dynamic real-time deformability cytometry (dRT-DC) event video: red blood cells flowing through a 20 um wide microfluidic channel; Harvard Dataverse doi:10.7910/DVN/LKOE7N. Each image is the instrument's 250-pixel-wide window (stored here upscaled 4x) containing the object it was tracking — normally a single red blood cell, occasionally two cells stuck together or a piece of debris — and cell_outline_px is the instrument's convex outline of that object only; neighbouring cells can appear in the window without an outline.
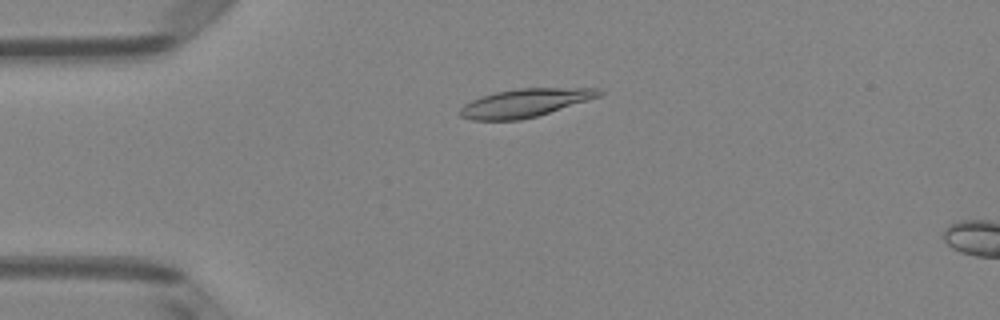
{"species": "Egyptian fruit bat (a non-hibernating species)", "species_latin": "Rousettus aegyptiacus", "temperature_condition": "room temperature", "stored_images_in_passage": 11, "camera_frame_rate_fps": 3000, "um_per_image_px": 0.085, "animal": {"sex": "female"}, "frame": {"image": 1, "passage_image": 7, "time_ms": 2.0, "image_size_px": [1000, 320], "cell_outline_px": [[604, 92], [600, 96], [588, 100], [536, 116], [520, 120], [472, 120], [460, 116], [460, 108], [464, 104], [480, 96], [496, 92], [520, 88], [600, 88]], "centroid_in_image_um": [44.61, 8.74], "position_along_channel_um": 40.4, "area_um2": 22.72}}